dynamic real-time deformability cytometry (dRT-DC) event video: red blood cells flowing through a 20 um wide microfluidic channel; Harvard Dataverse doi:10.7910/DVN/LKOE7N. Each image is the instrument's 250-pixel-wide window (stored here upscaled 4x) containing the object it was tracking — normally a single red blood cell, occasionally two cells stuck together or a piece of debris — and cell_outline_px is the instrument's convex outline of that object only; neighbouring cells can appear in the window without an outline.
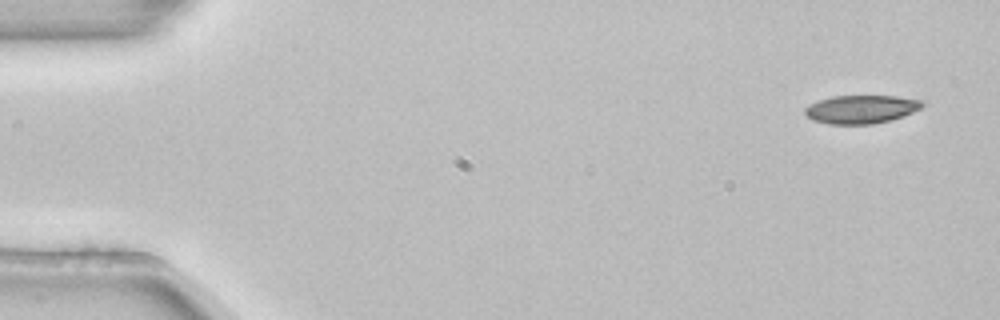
{"species": "common noctule bat (a hibernating species)", "species_latin": "Nyctalus noctula", "temperature_condition": "room temperature", "stored_images_in_passage": 4, "camera_frame_rate_fps": 3000, "um_per_image_px": 0.085, "animal": {"sex": "female", "body_mass_g": 22.7, "forearm_length_mm": 54.2}, "frame": {"image": 1, "passage_image": 1, "time_ms": 0.0, "image_size_px": [1000, 320], "cell_outline_px": [[924, 104], [920, 108], [904, 116], [892, 120], [872, 124], [828, 124], [812, 120], [804, 112], [804, 108], [808, 104], [832, 96], [896, 96], [920, 100]], "centroid_in_image_um": [73.17, 9.29], "position_along_channel_um": 11.8, "area_um2": 19.36}}
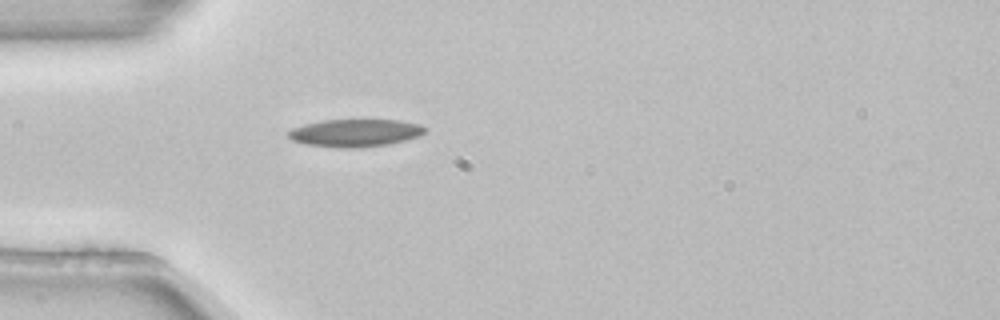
{"frame": {"image": 2, "passage_image": 4, "time_ms": 1.0, "image_size_px": [1000, 320], "cell_outline_px": [[424, 132], [420, 136], [388, 144], [360, 148], [344, 148], [308, 144], [292, 140], [288, 136], [288, 132], [292, 128], [304, 124], [320, 120], [396, 120], [420, 124], [424, 128]], "centroid_in_image_um": [30.17, 11.29], "position_along_channel_um": 54.8, "area_um2": 21.79}}